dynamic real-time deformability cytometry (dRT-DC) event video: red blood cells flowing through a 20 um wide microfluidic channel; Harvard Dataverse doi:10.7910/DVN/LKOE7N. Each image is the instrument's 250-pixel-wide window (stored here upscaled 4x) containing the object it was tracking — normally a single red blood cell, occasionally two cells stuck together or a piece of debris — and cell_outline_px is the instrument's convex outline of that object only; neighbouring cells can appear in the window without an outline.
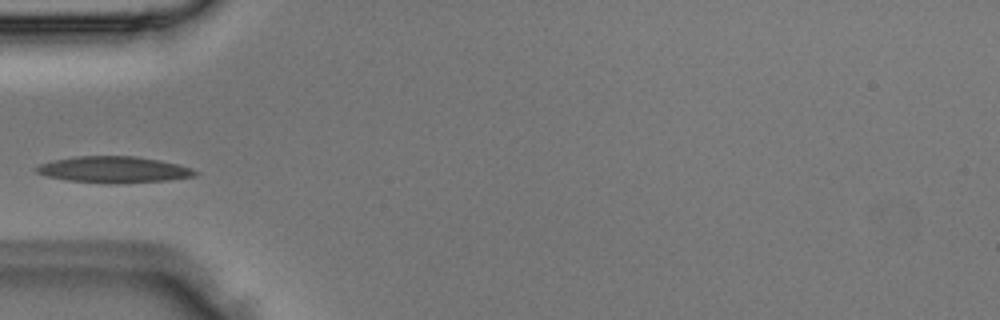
{"species": "Egyptian fruit bat (a non-hibernating species)", "species_latin": "Rousettus aegyptiacus", "temperature_condition": "room temperature", "stored_images_in_passage": 4, "camera_frame_rate_fps": 3000, "um_per_image_px": 0.085, "animal": {"sex": "male"}, "frame": {"image": 1, "passage_image": 4, "time_ms": 1.0, "image_size_px": [1000, 320], "cell_outline_px": [[200, 172], [196, 176], [168, 180], [116, 184], [68, 180], [48, 176], [36, 172], [36, 168], [40, 164], [52, 160], [76, 156], [136, 156], [160, 160], [180, 164], [192, 168]], "centroid_in_image_um": [9.74, 14.41], "position_along_channel_um": 75.3, "area_um2": 24.45}}